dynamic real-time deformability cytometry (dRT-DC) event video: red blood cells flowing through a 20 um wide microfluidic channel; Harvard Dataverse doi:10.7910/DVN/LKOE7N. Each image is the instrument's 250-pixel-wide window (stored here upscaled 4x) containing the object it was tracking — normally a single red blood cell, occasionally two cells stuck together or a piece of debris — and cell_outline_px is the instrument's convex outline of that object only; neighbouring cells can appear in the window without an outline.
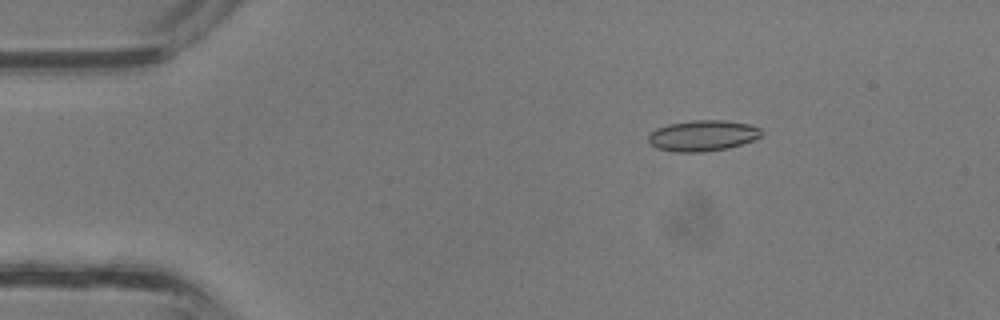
{"species": "common noctule bat (a hibernating species)", "species_latin": "Nyctalus noctula", "temperature_condition": "room temperature", "stored_images_in_passage": 37, "camera_frame_rate_fps": 3000, "um_per_image_px": 0.085, "animal": {"sex": "male", "body_mass_g": 13.3}, "frame": {"image": 1, "passage_image": 6, "time_ms": 1.667, "image_size_px": [1000, 320], "cell_outline_px": [[764, 132], [760, 136], [752, 140], [728, 148], [700, 152], [676, 152], [656, 148], [648, 140], [648, 136], [656, 128], [668, 124], [692, 120], [724, 120], [748, 124], [760, 128]], "centroid_in_image_um": [59.72, 11.52], "position_along_channel_um": 25.3, "area_um2": 20.23}}
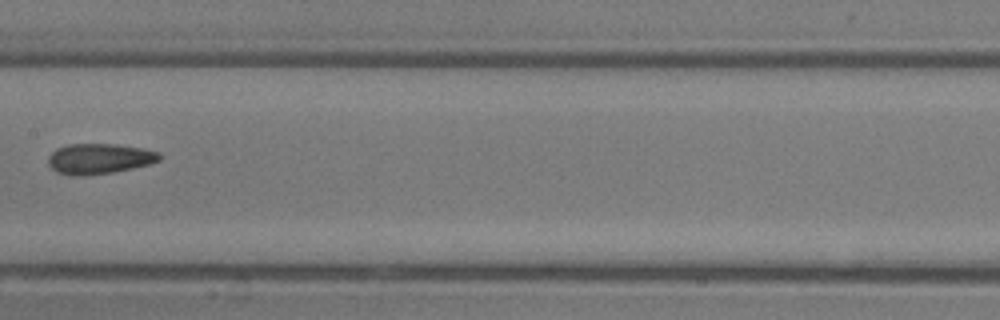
{"frame": {"image": 2, "passage_image": 19, "time_ms": 6.0, "image_size_px": [1000, 320], "cell_outline_px": [[160, 160], [148, 164], [132, 168], [112, 172], [80, 176], [56, 172], [48, 164], [48, 156], [56, 148], [68, 144], [116, 144], [144, 148], [160, 152]], "centroid_in_image_um": [8.43, 13.47], "position_along_channel_um": 199.0, "area_um2": 19.65}}
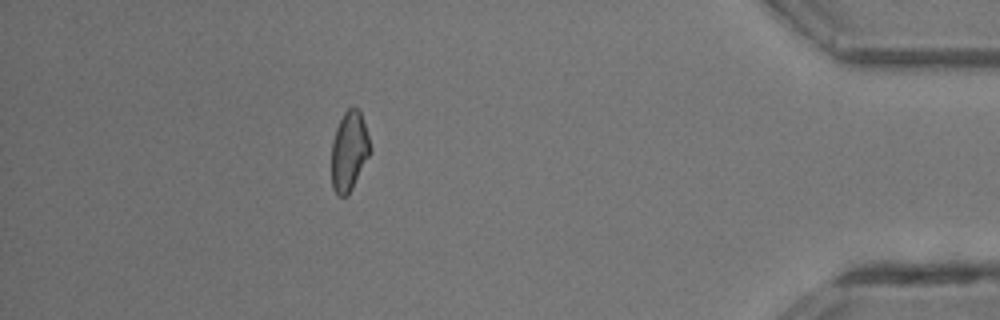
{"frame": {"image": 3, "passage_image": 33, "time_ms": 10.667, "image_size_px": [1000, 320], "cell_outline_px": [[372, 152], [348, 196], [340, 196], [332, 188], [332, 140], [336, 128], [344, 112], [352, 104], [360, 108], [372, 148]], "centroid_in_image_um": [29.71, 12.8], "position_along_channel_um": 405.5, "area_um2": 18.32}}